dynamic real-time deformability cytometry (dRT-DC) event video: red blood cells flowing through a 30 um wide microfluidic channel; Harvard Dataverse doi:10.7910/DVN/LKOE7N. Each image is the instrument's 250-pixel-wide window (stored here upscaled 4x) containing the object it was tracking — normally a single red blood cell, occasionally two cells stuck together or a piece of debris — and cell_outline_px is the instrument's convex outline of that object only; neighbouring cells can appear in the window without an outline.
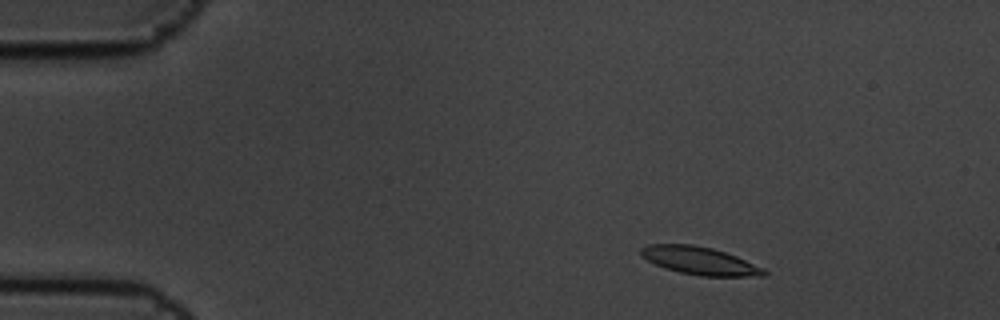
{"species": "common noctule bat (a hibernating species)", "species_latin": "Nyctalus noctula", "temperature_condition": "cold", "stored_images_in_passage": 5, "camera_frame_rate_fps": 3000, "um_per_image_px": 0.085, "animal": {"sex": "male", "body_mass_g": 19.5, "forearm_length_mm": 54.6}, "frame": {"image": 1, "passage_image": 2, "time_ms": 0.333, "image_size_px": [1000, 320], "cell_outline_px": [[768, 272], [764, 276], [700, 276], [680, 272], [664, 268], [640, 256], [640, 248], [648, 244], [692, 244], [712, 248], [736, 256], [764, 268]], "centroid_in_image_um": [59.46, 22.16], "position_along_channel_um": 25.5, "area_um2": 19.94}}